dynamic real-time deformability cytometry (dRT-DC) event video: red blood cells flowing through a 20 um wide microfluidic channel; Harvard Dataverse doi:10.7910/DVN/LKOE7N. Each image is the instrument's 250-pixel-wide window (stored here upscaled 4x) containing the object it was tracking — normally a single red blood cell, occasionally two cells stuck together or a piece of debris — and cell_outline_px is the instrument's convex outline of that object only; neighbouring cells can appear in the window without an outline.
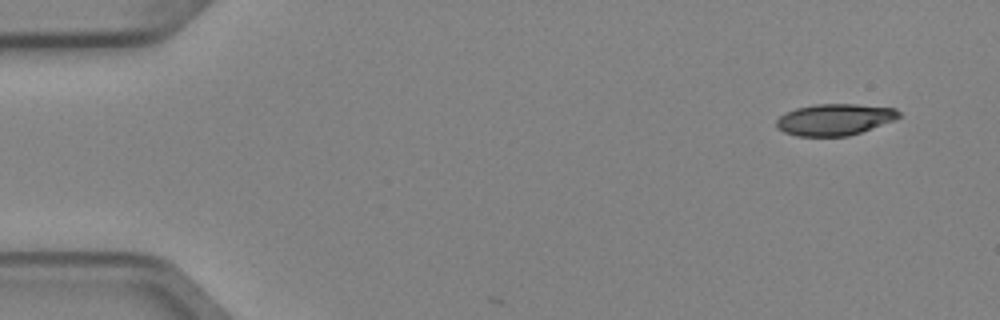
{"species": "Egyptian fruit bat (a non-hibernating species)", "species_latin": "Rousettus aegyptiacus", "temperature_condition": "cold", "stored_images_in_passage": 5, "camera_frame_rate_fps": 3000, "um_per_image_px": 0.085, "animal": {"sex": "female"}, "frame": {"image": 1, "passage_image": 1, "time_ms": 0.0, "image_size_px": [1000, 320], "cell_outline_px": [[900, 116], [892, 120], [860, 132], [848, 136], [796, 136], [784, 132], [776, 128], [776, 120], [784, 112], [796, 108], [816, 104], [856, 104], [896, 108], [900, 112]], "centroid_in_image_um": [70.89, 10.15], "position_along_channel_um": 14.1, "area_um2": 22.37}}
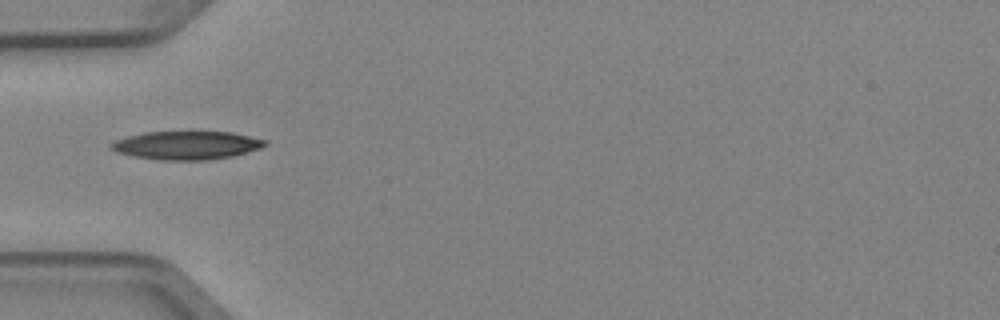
{"frame": {"image": 2, "passage_image": 4, "time_ms": 1.0, "image_size_px": [1000, 320], "cell_outline_px": [[268, 144], [260, 148], [232, 156], [208, 160], [160, 160], [132, 156], [116, 152], [108, 144], [116, 140], [128, 136], [144, 132], [232, 132], [268, 140]], "centroid_in_image_um": [15.87, 12.35], "position_along_channel_um": 69.1, "area_um2": 25.43}}
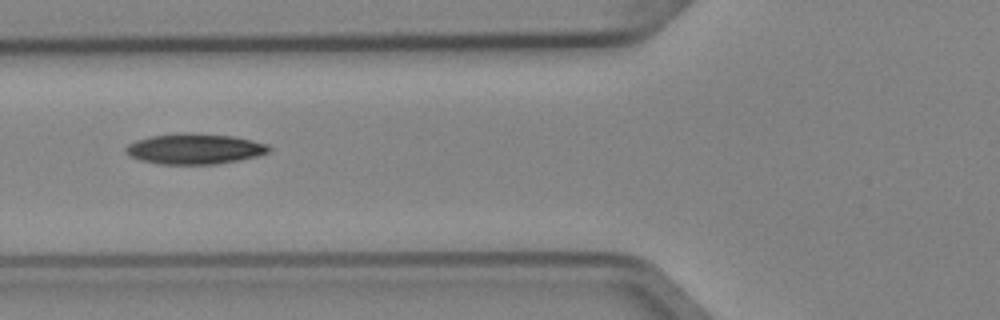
{"frame": {"image": 3, "passage_image": 5, "time_ms": 1.333, "image_size_px": [1000, 320], "cell_outline_px": [[272, 148], [268, 152], [256, 156], [240, 160], [216, 164], [160, 164], [140, 160], [128, 156], [124, 152], [124, 148], [128, 144], [136, 140], [152, 136], [184, 132], [192, 132], [232, 136], [252, 140], [268, 144]], "centroid_in_image_um": [16.52, 12.65], "position_along_channel_um": 109.3, "area_um2": 25.66}}